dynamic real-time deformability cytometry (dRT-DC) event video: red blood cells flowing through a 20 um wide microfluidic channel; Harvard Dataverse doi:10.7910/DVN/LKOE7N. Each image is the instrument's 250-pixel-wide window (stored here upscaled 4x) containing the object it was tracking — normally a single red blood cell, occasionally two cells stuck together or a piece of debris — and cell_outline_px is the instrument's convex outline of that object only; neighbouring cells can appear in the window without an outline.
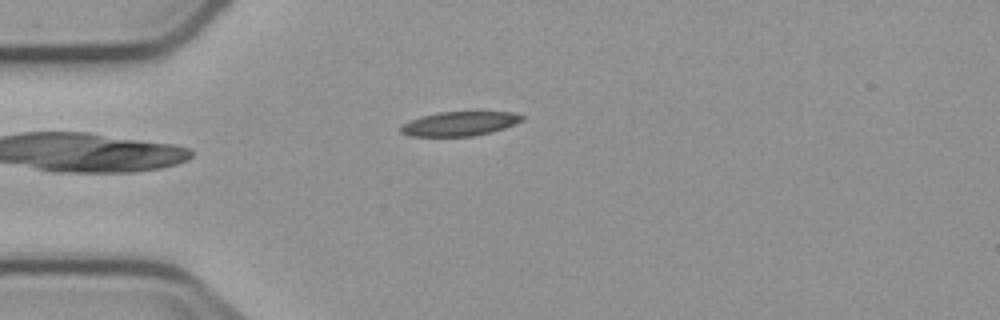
{"species": "common noctule bat (a hibernating species)", "species_latin": "Nyctalus noctula", "temperature_condition": "cold", "stored_images_in_passage": 4, "camera_frame_rate_fps": 3000, "um_per_image_px": 0.085, "animal": {"sex": "male", "body_mass_g": 23.1, "forearm_length_mm": 52.7}, "frame": {"image": 1, "passage_image": 4, "time_ms": 4.0, "image_size_px": [1000, 320], "cell_outline_px": [[524, 120], [504, 128], [492, 132], [472, 136], [408, 136], [400, 132], [400, 124], [420, 116], [440, 112], [512, 112], [524, 116]], "centroid_in_image_um": [39.03, 10.51], "position_along_channel_um": 46.0, "area_um2": 17.22}}